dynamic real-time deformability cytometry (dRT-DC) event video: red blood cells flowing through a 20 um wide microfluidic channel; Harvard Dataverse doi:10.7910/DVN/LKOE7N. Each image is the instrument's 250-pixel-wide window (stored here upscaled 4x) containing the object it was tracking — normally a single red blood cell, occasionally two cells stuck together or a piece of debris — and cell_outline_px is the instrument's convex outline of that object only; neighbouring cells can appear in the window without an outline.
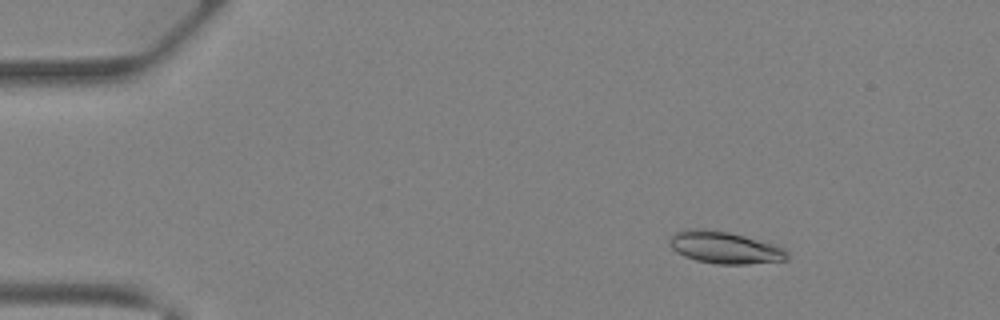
{"species": "Egyptian fruit bat (a non-hibernating species)", "species_latin": "Rousettus aegyptiacus", "temperature_condition": "warm", "stored_images_in_passage": 37, "camera_frame_rate_fps": 3000, "um_per_image_px": 0.085, "animal": {"sex": "female"}, "frame": {"image": 1, "passage_image": 2, "time_ms": 0.333, "image_size_px": [1000, 320], "cell_outline_px": [[788, 260], [748, 264], [716, 264], [696, 260], [684, 256], [676, 252], [668, 244], [668, 240], [676, 232], [684, 228], [704, 228], [728, 232], [776, 244], [784, 248], [788, 252]], "centroid_in_image_um": [61.59, 21.03], "position_along_channel_um": 23.4, "area_um2": 22.25}}
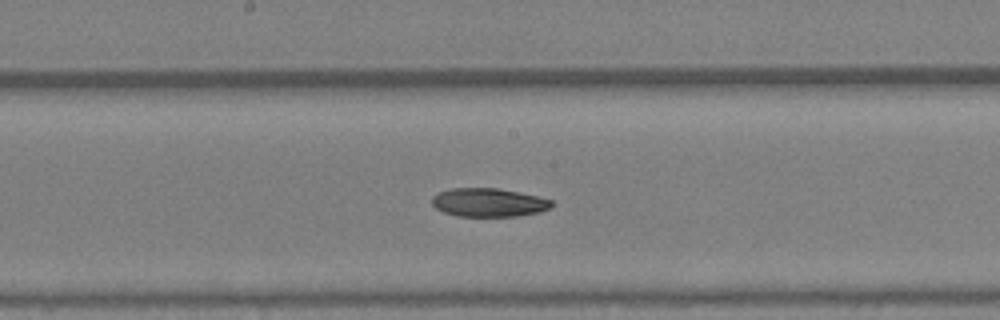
{"frame": {"image": 2, "passage_image": 18, "time_ms": 5.667, "image_size_px": [1000, 320], "cell_outline_px": [[552, 208], [540, 212], [520, 216], [460, 216], [444, 212], [436, 208], [432, 204], [432, 196], [436, 192], [452, 188], [500, 188], [520, 192], [552, 200]], "centroid_in_image_um": [41.54, 17.2], "position_along_channel_um": 206.7, "area_um2": 20.06}}
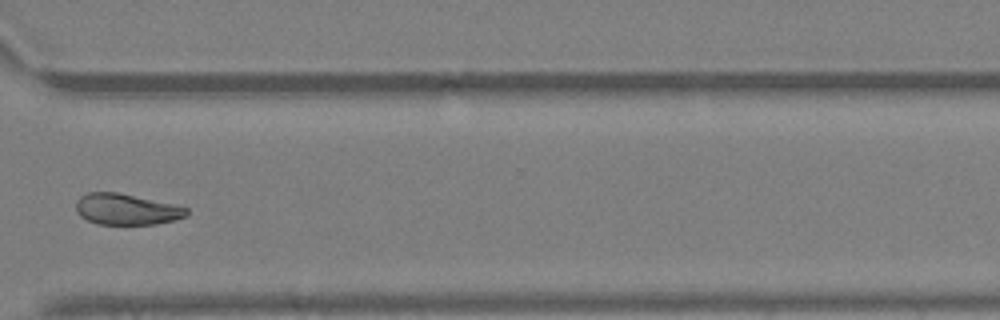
{"frame": {"image": 3, "passage_image": 27, "time_ms": 8.667, "image_size_px": [1000, 320], "cell_outline_px": [[188, 216], [176, 220], [156, 224], [100, 224], [88, 220], [80, 216], [76, 212], [76, 200], [80, 196], [88, 192], [116, 192], [172, 204], [188, 208]], "centroid_in_image_um": [10.74, 17.79], "position_along_channel_um": 359.9, "area_um2": 19.94}}